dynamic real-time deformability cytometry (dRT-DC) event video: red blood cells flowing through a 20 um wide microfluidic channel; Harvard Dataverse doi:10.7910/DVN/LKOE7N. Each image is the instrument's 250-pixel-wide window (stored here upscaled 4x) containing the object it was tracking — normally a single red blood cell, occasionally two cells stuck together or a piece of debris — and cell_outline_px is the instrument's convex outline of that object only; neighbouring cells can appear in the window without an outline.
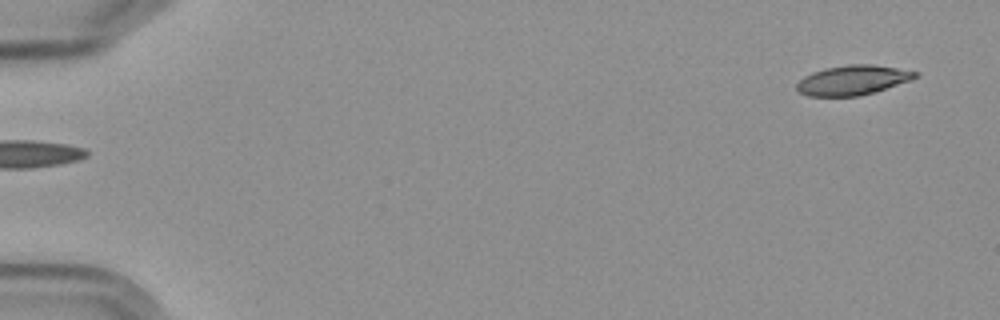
{"species": "Egyptian fruit bat (a non-hibernating species)", "species_latin": "Rousettus aegyptiacus", "temperature_condition": "cold", "stored_images_in_passage": 5, "segment_of_instrument_passage": [2, 2], "camera_frame_rate_fps": 3000, "um_per_image_px": 0.085, "frame": {"image": 1, "passage_image": 5, "time_ms": 5.667, "image_size_px": [1000, 320], "cell_outline_px": [[920, 72], [912, 80], [876, 92], [860, 96], [808, 96], [800, 92], [796, 88], [796, 84], [804, 76], [812, 72], [824, 68], [848, 64], [872, 64]], "centroid_in_image_um": [72.49, 6.81], "position_along_channel_um": 12.5, "area_um2": 20.63}}